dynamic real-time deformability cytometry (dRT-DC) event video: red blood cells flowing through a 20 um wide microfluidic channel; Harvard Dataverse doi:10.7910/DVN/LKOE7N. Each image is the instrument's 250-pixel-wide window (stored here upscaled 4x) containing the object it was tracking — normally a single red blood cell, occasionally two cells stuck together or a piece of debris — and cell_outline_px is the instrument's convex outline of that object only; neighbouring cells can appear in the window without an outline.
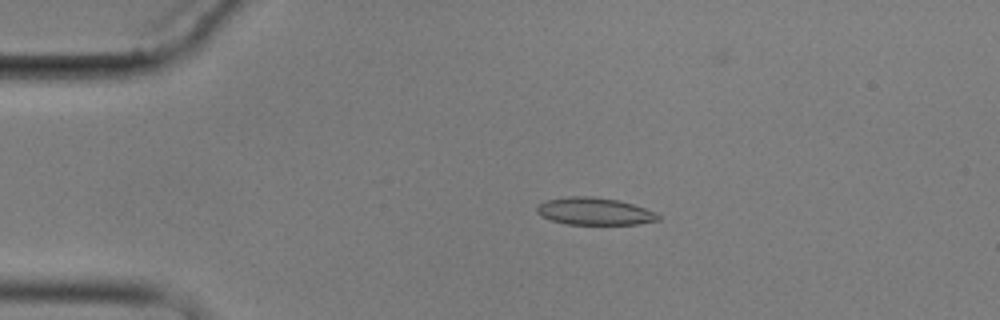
{"species": "common noctule bat (a hibernating species)", "species_latin": "Nyctalus noctula", "temperature_condition": "cold", "stored_images_in_passage": 6, "camera_frame_rate_fps": 3000, "um_per_image_px": 0.085, "animal": {"sex": "male", "body_mass_g": 17.9}, "frame": {"image": 1, "passage_image": 4, "time_ms": 3.667, "image_size_px": [1000, 320], "cell_outline_px": [[660, 220], [640, 224], [568, 224], [552, 220], [540, 216], [536, 212], [536, 208], [540, 204], [548, 200], [568, 196], [592, 196], [616, 200], [632, 204], [656, 212], [660, 216]], "centroid_in_image_um": [50.54, 17.96], "position_along_channel_um": 34.5, "area_um2": 19.19}}
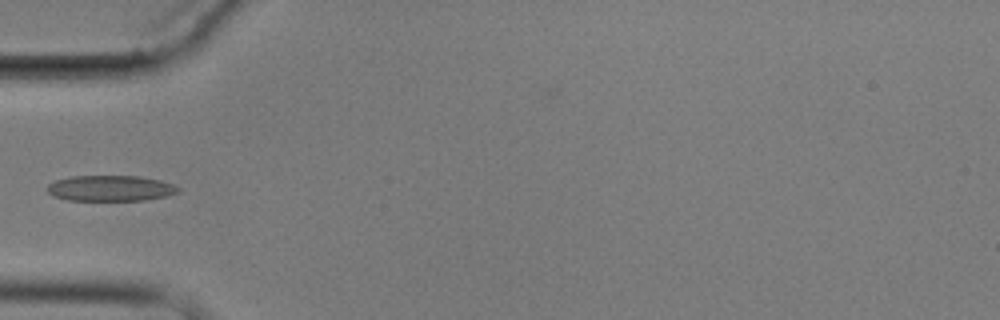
{"frame": {"image": 2, "passage_image": 6, "time_ms": 6.0, "image_size_px": [1000, 320], "cell_outline_px": [[180, 192], [168, 196], [144, 200], [68, 200], [52, 196], [48, 192], [48, 184], [56, 180], [72, 176], [136, 176], [160, 180], [172, 184], [180, 188]], "centroid_in_image_um": [9.4, 16.0], "position_along_channel_um": 75.6, "area_um2": 19.59}}